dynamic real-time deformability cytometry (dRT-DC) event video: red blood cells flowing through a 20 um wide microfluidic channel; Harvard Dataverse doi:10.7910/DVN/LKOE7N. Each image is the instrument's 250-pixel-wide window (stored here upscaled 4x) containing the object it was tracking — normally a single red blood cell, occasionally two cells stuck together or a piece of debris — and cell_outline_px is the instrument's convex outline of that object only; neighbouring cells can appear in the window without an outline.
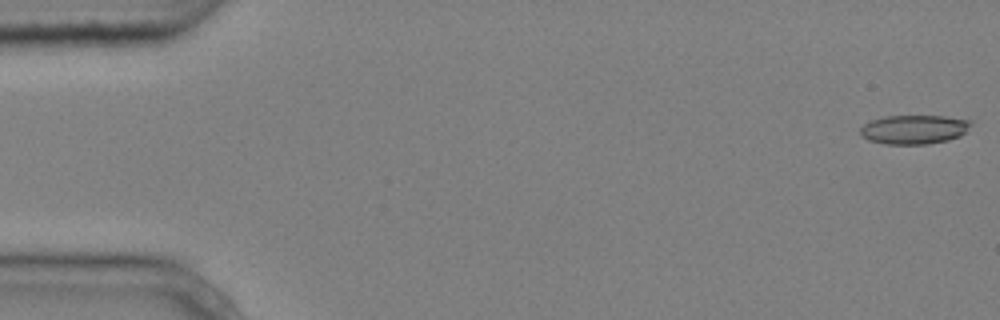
{"species": "common noctule bat (a hibernating species)", "species_latin": "Nyctalus noctula", "temperature_condition": "cold", "stored_images_in_passage": 6, "camera_frame_rate_fps": 3000, "um_per_image_px": 0.085, "animal": {"sex": "male", "body_mass_g": 20.4}, "frame": {"image": 1, "passage_image": 1, "time_ms": 0.0, "image_size_px": [1000, 320], "cell_outline_px": [[972, 124], [960, 136], [948, 140], [928, 144], [884, 144], [868, 140], [860, 136], [860, 128], [864, 124], [872, 120], [884, 116], [944, 116], [972, 120]], "centroid_in_image_um": [77.68, 11.0], "position_along_channel_um": 7.3, "area_um2": 18.84}}